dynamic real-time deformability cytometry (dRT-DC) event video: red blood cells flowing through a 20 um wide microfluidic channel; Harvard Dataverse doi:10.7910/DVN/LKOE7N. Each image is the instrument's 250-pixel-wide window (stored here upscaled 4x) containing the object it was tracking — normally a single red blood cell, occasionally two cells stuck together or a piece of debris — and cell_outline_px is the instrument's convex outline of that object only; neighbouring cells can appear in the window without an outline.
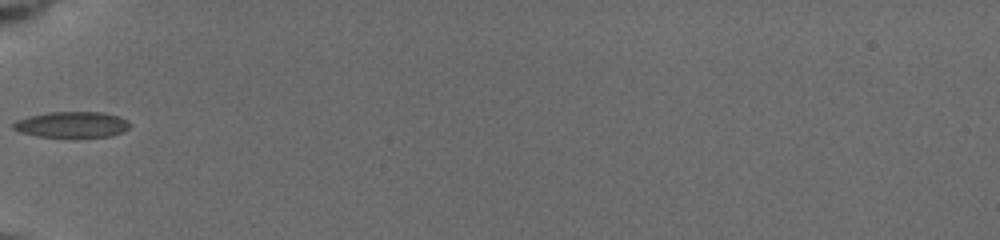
{"species": "common noctule bat (a hibernating species)", "species_latin": "Nyctalus noctula", "temperature_condition": "cold", "stored_images_in_passage": 32, "camera_frame_rate_fps": 3000, "um_per_image_px": 0.085, "animal": {"sex": "female", "body_mass_g": 19.5, "forearm_length_mm": 54.1}, "frame": {"image": 1, "passage_image": 1, "time_ms": 0.0, "image_size_px": [1000, 240], "cell_outline_px": [[132, 124], [124, 132], [112, 136], [36, 136], [20, 132], [12, 128], [12, 124], [16, 120], [28, 116], [48, 112], [104, 112], [120, 116], [128, 120]], "centroid_in_image_um": [6.14, 10.57], "position_along_channel_um": 78.9, "area_um2": 17.63}}
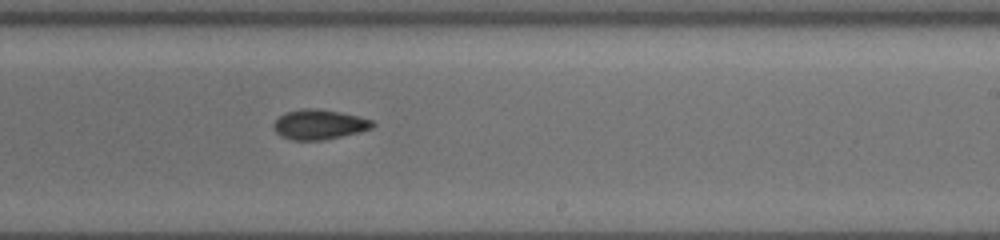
{"frame": {"image": 2, "passage_image": 14, "time_ms": 4.667, "image_size_px": [1000, 240], "cell_outline_px": [[376, 124], [372, 128], [360, 132], [324, 140], [292, 140], [280, 136], [272, 128], [272, 124], [284, 112], [304, 108], [312, 108], [336, 112], [356, 116], [372, 120]], "centroid_in_image_um": [27.09, 10.59], "position_along_channel_um": 261.9, "area_um2": 17.17}}
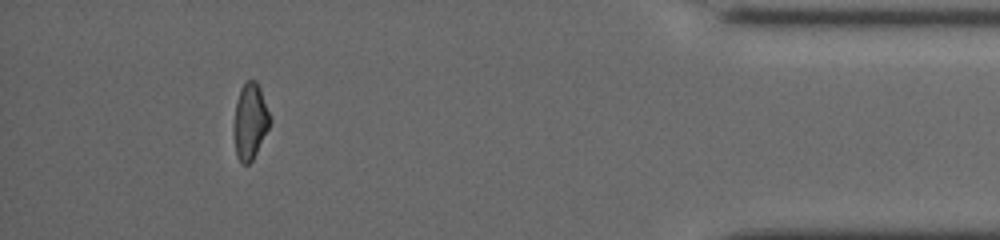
{"frame": {"image": 3, "passage_image": 28, "time_ms": 9.667, "image_size_px": [1000, 240], "cell_outline_px": [[272, 120], [252, 160], [248, 164], [244, 164], [236, 156], [232, 132], [232, 128], [236, 104], [240, 88], [248, 80], [256, 80], [260, 88]], "centroid_in_image_um": [21.23, 10.31], "position_along_channel_um": 414.0, "area_um2": 16.01}, "authors_computed_cell_mechanics": {"area_um2": 16.8487, "velocity_mm_per_s": 3.9297, "shape_relaxation_time_tau1_ms": 5.2326, "shape_relaxation_time_tau2_ms": 5.9723, "deformation_change_tau1": 0.1191, "deformation_change_tau2": 0.1245}}